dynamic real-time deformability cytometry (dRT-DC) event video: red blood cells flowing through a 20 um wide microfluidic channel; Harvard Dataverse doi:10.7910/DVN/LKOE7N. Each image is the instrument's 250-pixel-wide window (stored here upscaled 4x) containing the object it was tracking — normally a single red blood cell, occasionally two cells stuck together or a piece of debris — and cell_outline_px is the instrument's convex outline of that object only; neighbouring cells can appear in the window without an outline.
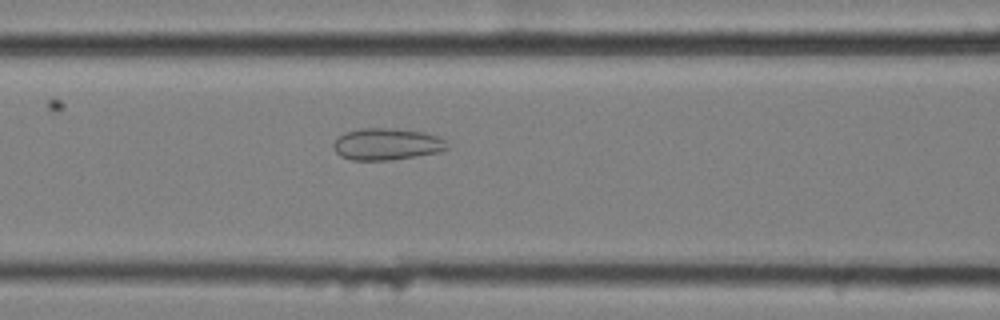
{"species": "common noctule bat (a hibernating species)", "species_latin": "Nyctalus noctula", "temperature_condition": "cold", "stored_images_in_passage": 20, "camera_frame_rate_fps": 3000, "um_per_image_px": 0.085, "animal": {"sex": "female", "body_mass_g": 25.1}, "frame": {"image": 1, "passage_image": 19, "time_ms": 6.0, "image_size_px": [1000, 320], "cell_outline_px": [[448, 148], [440, 152], [392, 160], [352, 160], [340, 156], [336, 152], [332, 144], [344, 132], [360, 128], [396, 128], [424, 132], [448, 140]], "centroid_in_image_um": [32.9, 12.25], "position_along_channel_um": 133.7, "area_um2": 21.27}}